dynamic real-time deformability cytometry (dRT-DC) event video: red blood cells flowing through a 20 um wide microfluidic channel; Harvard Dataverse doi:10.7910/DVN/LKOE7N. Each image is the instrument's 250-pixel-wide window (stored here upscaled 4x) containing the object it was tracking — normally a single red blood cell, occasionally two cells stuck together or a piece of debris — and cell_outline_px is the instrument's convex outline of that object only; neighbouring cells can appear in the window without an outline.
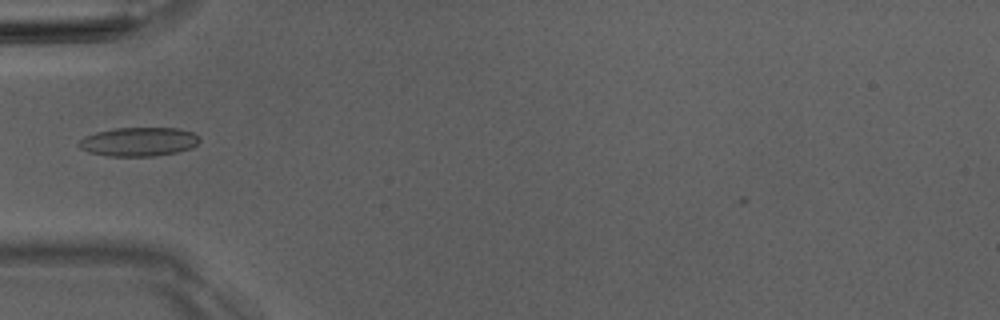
{"species": "Egyptian fruit bat (a non-hibernating species)", "species_latin": "Rousettus aegyptiacus", "temperature_condition": "room temperature", "stored_images_in_passage": 3, "camera_frame_rate_fps": 3000, "um_per_image_px": 0.085, "animal": {"sex": "male"}, "frame": {"image": 1, "passage_image": 2, "time_ms": 1.0, "image_size_px": [1000, 320], "cell_outline_px": [[200, 140], [192, 148], [176, 152], [152, 156], [108, 156], [88, 152], [80, 148], [76, 144], [80, 140], [96, 132], [116, 128], [180, 128], [192, 132], [200, 136]], "centroid_in_image_um": [11.81, 12.04], "position_along_channel_um": 73.2, "area_um2": 20.29}}